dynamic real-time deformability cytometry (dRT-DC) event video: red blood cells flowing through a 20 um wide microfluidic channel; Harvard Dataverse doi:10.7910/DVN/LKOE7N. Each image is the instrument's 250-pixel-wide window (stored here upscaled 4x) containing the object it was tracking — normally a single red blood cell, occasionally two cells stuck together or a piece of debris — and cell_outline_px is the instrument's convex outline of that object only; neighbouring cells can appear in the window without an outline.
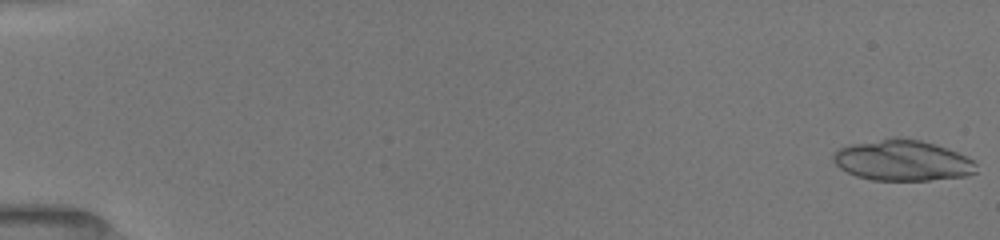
{"species": "common noctule bat (a hibernating species)", "species_latin": "Nyctalus noctula", "temperature_condition": "room temperature", "stored_images_in_passage": 38, "segment_of_instrument_passage": [1, 2], "camera_frame_rate_fps": 3000, "um_per_image_px": 0.085, "animal": {"sex": "female", "body_mass_g": 19.5, "forearm_length_mm": 54.1}, "frame": {"image": 1, "passage_image": 1, "time_ms": 0.0, "image_size_px": [1000, 240], "cell_outline_px": [[976, 172], [964, 176], [928, 180], [872, 180], [856, 176], [840, 168], [832, 160], [832, 156], [840, 148], [848, 144], [896, 136], [900, 136], [920, 140], [936, 144], [956, 152], [972, 160], [976, 164]], "centroid_in_image_um": [76.67, 13.62], "position_along_channel_um": 8.3, "area_um2": 33.99}}